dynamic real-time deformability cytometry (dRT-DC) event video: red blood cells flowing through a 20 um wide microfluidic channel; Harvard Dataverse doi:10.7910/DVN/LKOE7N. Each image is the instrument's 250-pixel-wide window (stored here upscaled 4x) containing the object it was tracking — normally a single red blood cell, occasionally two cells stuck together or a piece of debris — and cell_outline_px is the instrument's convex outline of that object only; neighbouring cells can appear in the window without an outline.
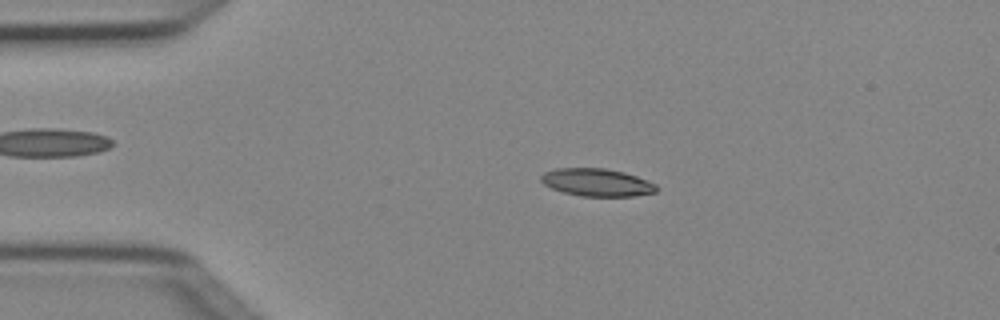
{"species": "Egyptian fruit bat (a non-hibernating species)", "species_latin": "Rousettus aegyptiacus", "temperature_condition": "cold", "stored_images_in_passage": 4, "camera_frame_rate_fps": 3000, "um_per_image_px": 0.085, "animal": {"sex": "female"}, "frame": {"image": 1, "passage_image": 3, "time_ms": 0.667, "image_size_px": [1000, 320], "cell_outline_px": [[660, 188], [656, 192], [632, 196], [580, 196], [564, 192], [552, 188], [544, 184], [540, 180], [540, 176], [544, 172], [556, 168], [604, 168], [624, 172], [648, 180], [656, 184]], "centroid_in_image_um": [50.75, 15.5], "position_along_channel_um": 34.2, "area_um2": 18.67}}